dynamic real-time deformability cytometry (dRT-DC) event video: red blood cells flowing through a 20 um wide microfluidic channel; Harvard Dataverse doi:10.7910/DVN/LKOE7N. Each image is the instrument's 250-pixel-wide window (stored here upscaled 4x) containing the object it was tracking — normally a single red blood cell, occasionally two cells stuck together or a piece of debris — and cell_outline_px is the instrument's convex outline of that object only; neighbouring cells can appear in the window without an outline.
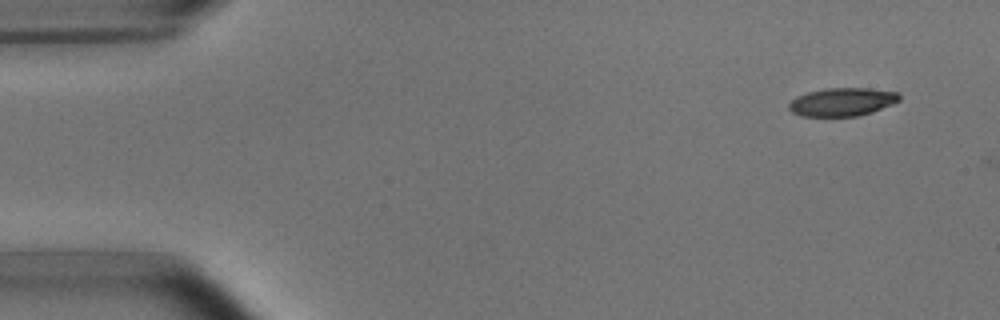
{"species": "common noctule bat (a hibernating species)", "species_latin": "Nyctalus noctula", "temperature_condition": "room temperature", "stored_images_in_passage": 5, "camera_frame_rate_fps": 3000, "um_per_image_px": 0.085, "animal": {"sex": "male", "body_mass_g": 15.6}, "frame": {"image": 1, "passage_image": 1, "time_ms": 0.0, "image_size_px": [1000, 320], "cell_outline_px": [[900, 100], [892, 104], [872, 112], [856, 116], [800, 116], [792, 112], [788, 108], [788, 104], [796, 96], [808, 92], [828, 88], [868, 88], [900, 92]], "centroid_in_image_um": [71.59, 8.66], "position_along_channel_um": 13.4, "area_um2": 18.21}}
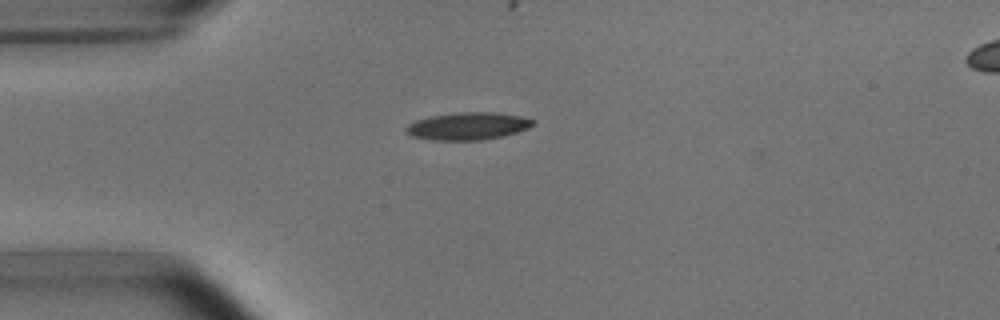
{"frame": {"image": 2, "passage_image": 4, "time_ms": 3.333, "image_size_px": [1000, 320], "cell_outline_px": [[536, 124], [528, 128], [504, 136], [484, 140], [432, 140], [412, 136], [404, 132], [404, 128], [408, 124], [416, 120], [432, 116], [460, 112], [496, 112], [520, 116], [536, 120]], "centroid_in_image_um": [39.78, 10.72], "position_along_channel_um": 45.2, "area_um2": 20.46}}